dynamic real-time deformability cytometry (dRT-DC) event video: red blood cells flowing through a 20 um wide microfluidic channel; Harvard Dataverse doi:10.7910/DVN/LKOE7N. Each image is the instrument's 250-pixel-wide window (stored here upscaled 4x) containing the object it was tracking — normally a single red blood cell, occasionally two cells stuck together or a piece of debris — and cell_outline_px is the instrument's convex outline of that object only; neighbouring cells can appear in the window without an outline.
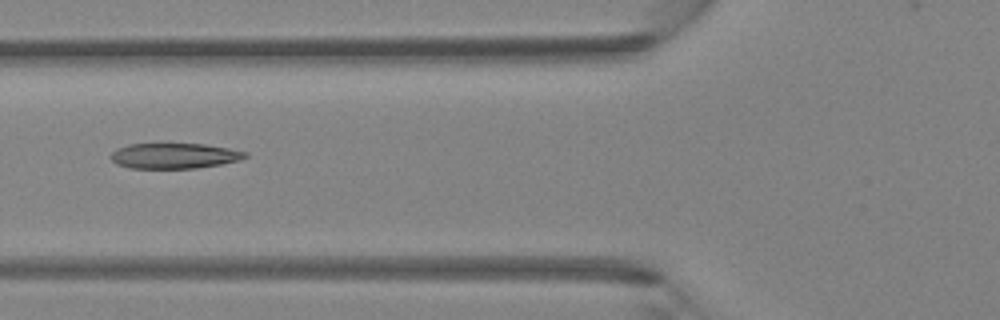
{"species": "Egyptian fruit bat (a non-hibernating species)", "species_latin": "Rousettus aegyptiacus", "temperature_condition": "room temperature", "stored_images_in_passage": 5, "camera_frame_rate_fps": 3000, "um_per_image_px": 0.085, "animal": {"sex": "female"}, "frame": {"image": 1, "passage_image": 5, "time_ms": 1.333, "image_size_px": [1000, 320], "cell_outline_px": [[248, 156], [240, 160], [220, 164], [196, 168], [128, 168], [116, 164], [108, 156], [116, 148], [128, 144], [204, 144], [228, 148], [248, 152]], "centroid_in_image_um": [14.78, 13.24], "position_along_channel_um": 111.0, "area_um2": 20.0}}